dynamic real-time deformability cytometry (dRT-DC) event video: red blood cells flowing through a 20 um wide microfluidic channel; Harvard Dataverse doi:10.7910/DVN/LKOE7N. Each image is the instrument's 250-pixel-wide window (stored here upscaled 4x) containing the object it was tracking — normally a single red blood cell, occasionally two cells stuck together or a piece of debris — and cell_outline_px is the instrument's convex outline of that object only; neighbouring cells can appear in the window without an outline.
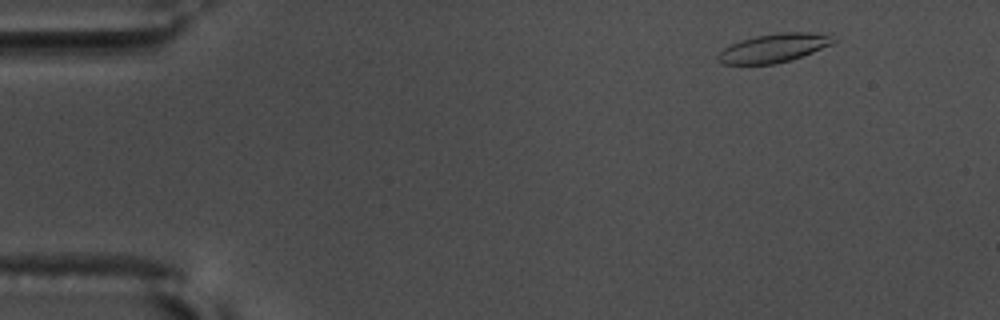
{"species": "common noctule bat (a hibernating species)", "species_latin": "Nyctalus noctula", "temperature_condition": "warm", "stored_images_in_passage": 54, "camera_frame_rate_fps": 3000, "um_per_image_px": 0.085, "animal": {"sex": "male", "body_mass_g": 17.5, "forearm_length_mm": 52.3}, "frame": {"image": 1, "passage_image": 4, "time_ms": 1.0, "image_size_px": [1000, 320], "cell_outline_px": [[840, 40], [832, 44], [812, 52], [788, 60], [772, 64], [724, 64], [716, 60], [716, 56], [724, 48], [740, 40], [756, 36], [780, 32], [832, 32]], "centroid_in_image_um": [65.87, 4.04], "position_along_channel_um": 19.1, "area_um2": 19.54}}
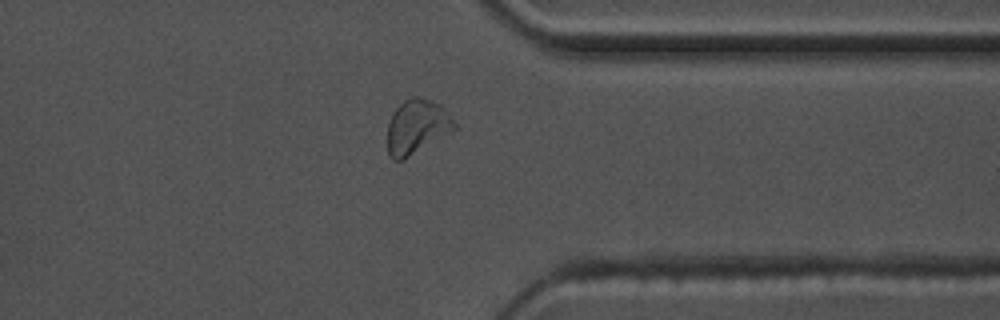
{"frame": {"image": 2, "passage_image": 42, "time_ms": 13.667, "image_size_px": [1000, 320], "cell_outline_px": [[456, 128], [400, 160], [392, 160], [388, 156], [388, 124], [392, 112], [404, 100], [412, 96], [420, 96], [440, 104], [456, 124]], "centroid_in_image_um": [35.39, 10.73], "position_along_channel_um": 376.0, "area_um2": 20.63}}
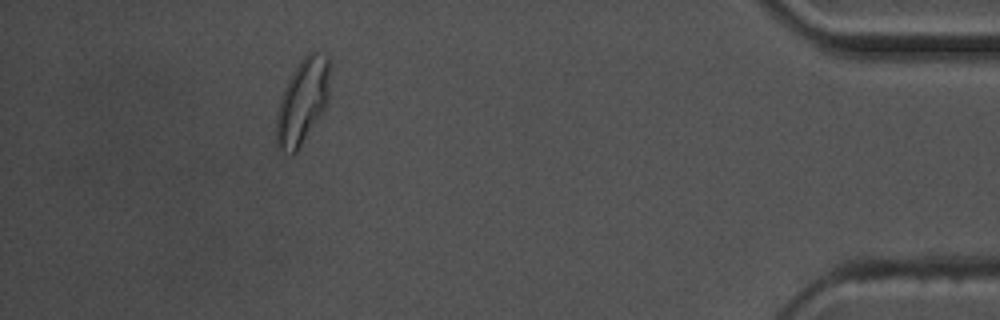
{"frame": {"image": 3, "passage_image": 49, "time_ms": 16.0, "image_size_px": [1000, 320], "cell_outline_px": [[332, 60], [328, 100], [320, 116], [296, 152], [292, 156], [276, 148], [276, 112], [284, 88], [292, 72], [300, 60], [308, 52], [316, 52], [328, 56]], "centroid_in_image_um": [25.72, 8.6], "position_along_channel_um": 409.5, "area_um2": 26.99}, "authors_computed_cell_mechanics": {"area_um2": 19.5364, "velocity_mm_per_s": 3.6176, "shape_relaxation_time_tau1_ms": 4.0486, "shape_relaxation_time_tau2_ms": 2.6616, "deformation_change_tau1": 0.1417, "deformation_change_tau2": 0.0892}}